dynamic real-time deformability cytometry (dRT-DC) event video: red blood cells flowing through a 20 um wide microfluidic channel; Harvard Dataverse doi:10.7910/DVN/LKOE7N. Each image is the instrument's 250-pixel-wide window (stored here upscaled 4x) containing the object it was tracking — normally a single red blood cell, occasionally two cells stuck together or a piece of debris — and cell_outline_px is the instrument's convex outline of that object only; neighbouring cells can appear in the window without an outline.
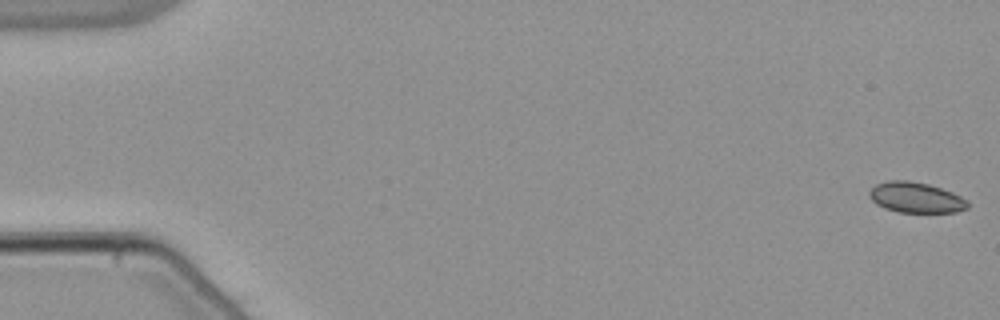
{"species": "common noctule bat (a hibernating species)", "species_latin": "Nyctalus noctula", "temperature_condition": "warm", "stored_images_in_passage": 54, "camera_frame_rate_fps": 3000, "um_per_image_px": 0.085, "animal": {"sex": "male", "body_mass_g": 21.5, "forearm_length_mm": 52.0}, "frame": {"image": 1, "passage_image": 1, "time_ms": 0.0, "image_size_px": [1000, 320], "cell_outline_px": [[968, 208], [956, 212], [900, 212], [884, 208], [876, 204], [868, 196], [868, 192], [876, 184], [888, 180], [908, 180], [928, 184], [952, 192], [968, 200]], "centroid_in_image_um": [77.83, 16.78], "position_along_channel_um": 7.2, "area_um2": 17.51}}
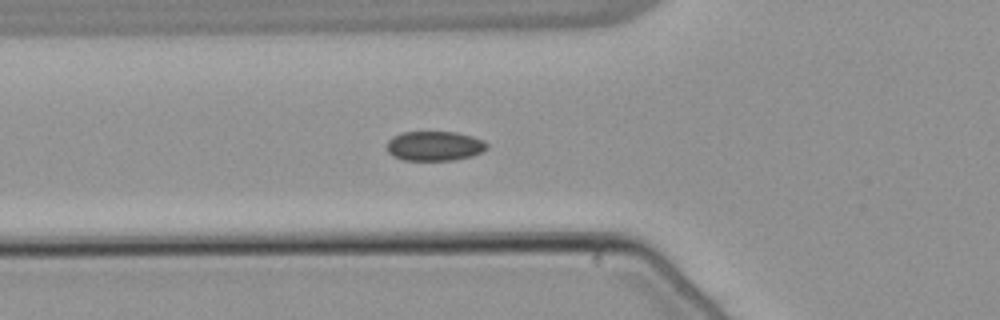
{"frame": {"image": 2, "passage_image": 20, "time_ms": 6.333, "image_size_px": [1000, 320], "cell_outline_px": [[488, 148], [472, 156], [452, 160], [404, 160], [392, 156], [388, 152], [388, 140], [392, 136], [404, 132], [456, 132], [472, 136], [484, 140], [488, 144]], "centroid_in_image_um": [36.94, 12.4], "position_along_channel_um": 88.9, "area_um2": 17.28}}
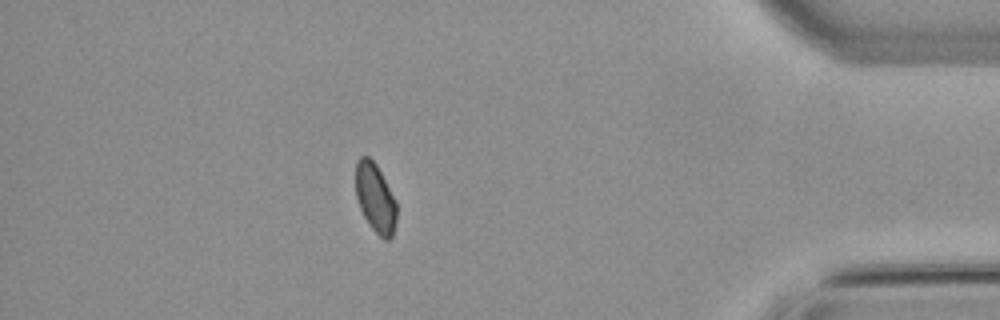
{"frame": {"image": 3, "passage_image": 48, "time_ms": 15.667, "image_size_px": [1000, 320], "cell_outline_px": [[396, 220], [392, 236], [388, 240], [384, 240], [372, 228], [364, 216], [360, 208], [356, 196], [356, 160], [360, 156], [368, 156], [376, 164], [396, 200]], "centroid_in_image_um": [31.9, 16.81], "position_along_channel_um": 403.3, "area_um2": 16.36}, "authors_computed_cell_mechanics": {"area_um2": 17.6868, "velocity_mm_per_s": 3.8271, "shape_relaxation_time_tau1_ms": null, "shape_relaxation_time_tau2_ms": 1.9773, "deformation_change_tau1": null, "deformation_change_tau2": 0.055}}